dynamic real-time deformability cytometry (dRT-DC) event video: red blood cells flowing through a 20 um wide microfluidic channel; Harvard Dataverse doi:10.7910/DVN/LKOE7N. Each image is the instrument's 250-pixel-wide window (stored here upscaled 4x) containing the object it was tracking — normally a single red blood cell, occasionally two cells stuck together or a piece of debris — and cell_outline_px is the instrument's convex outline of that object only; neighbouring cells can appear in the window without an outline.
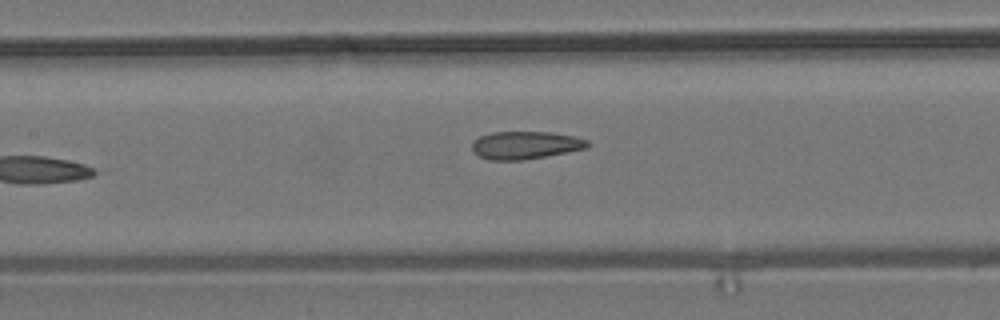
{"species": "common noctule bat (a hibernating species)", "species_latin": "Nyctalus noctula", "temperature_condition": "room temperature", "stored_images_in_passage": 9, "camera_frame_rate_fps": 3000, "um_per_image_px": 0.085, "animal": {"sex": "male", "body_mass_g": 19.2, "forearm_length_mm": 51.8}, "frame": {"image": 1, "passage_image": 8, "time_ms": 9.0, "image_size_px": [1000, 320], "cell_outline_px": [[592, 144], [588, 148], [524, 160], [488, 160], [472, 152], [472, 144], [480, 136], [492, 132], [552, 132], [576, 136], [588, 140]], "centroid_in_image_um": [44.7, 12.34], "position_along_channel_um": 162.7, "area_um2": 18.84}}
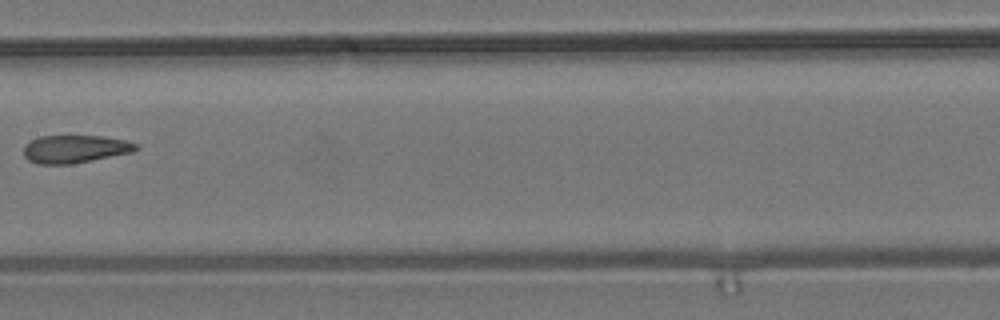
{"frame": {"image": 2, "passage_image": 9, "time_ms": 10.0, "image_size_px": [1000, 320], "cell_outline_px": [[140, 148], [132, 152], [72, 164], [36, 164], [28, 160], [24, 156], [24, 144], [40, 136], [104, 136], [124, 140], [140, 144]], "centroid_in_image_um": [6.38, 12.66], "position_along_channel_um": 201.0, "area_um2": 18.32}}